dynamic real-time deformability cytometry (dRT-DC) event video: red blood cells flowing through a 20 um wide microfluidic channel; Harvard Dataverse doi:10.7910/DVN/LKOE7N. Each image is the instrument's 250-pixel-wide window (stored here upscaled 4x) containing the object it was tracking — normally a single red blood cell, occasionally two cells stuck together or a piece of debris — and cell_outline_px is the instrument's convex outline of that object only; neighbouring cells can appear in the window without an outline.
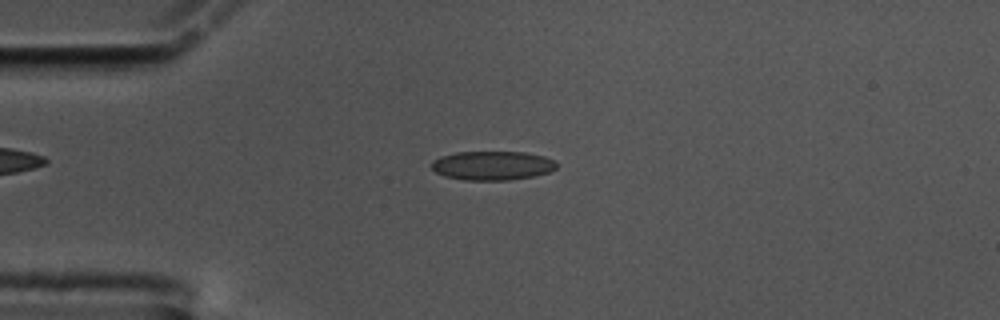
{"species": "common noctule bat (a hibernating species)", "species_latin": "Nyctalus noctula", "temperature_condition": "cold", "stored_images_in_passage": 57, "camera_frame_rate_fps": 3000, "um_per_image_px": 0.085, "animal": {"sex": "male", "body_mass_g": 17.5, "forearm_length_mm": 52.3}, "frame": {"image": 1, "passage_image": 14, "time_ms": 4.333, "image_size_px": [1000, 320], "cell_outline_px": [[556, 168], [548, 172], [532, 176], [508, 180], [464, 180], [444, 176], [436, 172], [432, 168], [432, 160], [440, 156], [456, 152], [524, 152], [544, 156], [556, 160]], "centroid_in_image_um": [41.84, 14.07], "position_along_channel_um": 43.2, "area_um2": 21.15}}
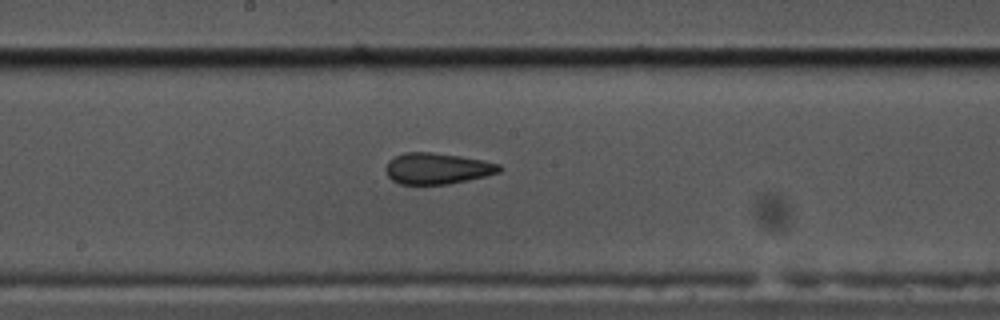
{"frame": {"image": 2, "passage_image": 30, "time_ms": 9.667, "image_size_px": [1000, 320], "cell_outline_px": [[504, 168], [500, 172], [468, 180], [448, 184], [400, 184], [392, 180], [388, 176], [384, 168], [388, 160], [404, 152], [432, 152], [460, 156], [484, 160], [500, 164]], "centroid_in_image_um": [37.16, 14.31], "position_along_channel_um": 211.0, "area_um2": 20.75}}
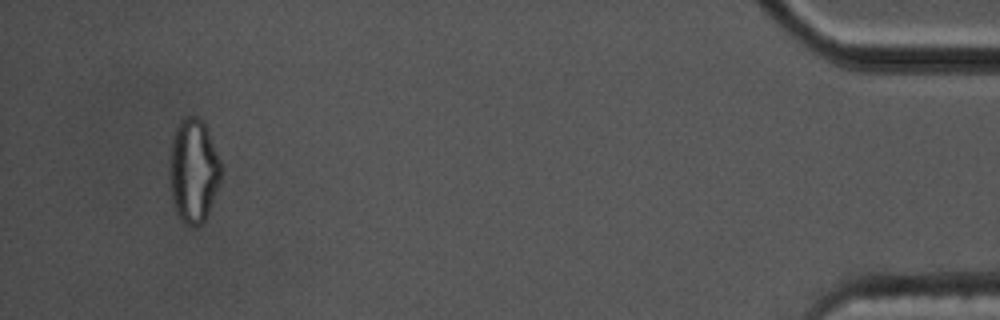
{"frame": {"image": 3, "passage_image": 54, "time_ms": 17.667, "image_size_px": [1000, 320], "cell_outline_px": [[220, 180], [208, 212], [204, 220], [200, 224], [192, 228], [180, 220], [172, 204], [168, 172], [168, 160], [172, 140], [176, 128], [180, 120], [184, 116], [196, 116], [204, 120], [220, 160]], "centroid_in_image_um": [16.4, 14.5], "position_along_channel_um": 418.8, "area_um2": 31.56}, "authors_computed_cell_mechanics": {"area_um2": 21.0392, "velocity_mm_per_s": 3.5187, "shape_relaxation_time_tau1_ms": null, "shape_relaxation_time_tau2_ms": 2.8378, "deformation_change_tau1": null, "deformation_change_tau2": 0.0828}}